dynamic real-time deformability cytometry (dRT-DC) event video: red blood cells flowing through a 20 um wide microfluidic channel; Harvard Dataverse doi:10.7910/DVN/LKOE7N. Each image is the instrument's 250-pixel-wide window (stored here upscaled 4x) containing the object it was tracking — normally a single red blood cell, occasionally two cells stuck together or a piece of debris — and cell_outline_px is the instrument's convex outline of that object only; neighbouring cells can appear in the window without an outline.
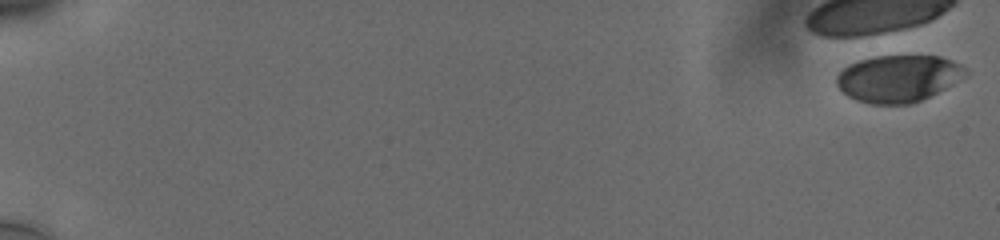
{"species": "human", "species_latin": "Homo sapiens", "temperature_condition": "cold", "stored_images_in_passage": 5, "camera_frame_rate_fps": 3000, "um_per_image_px": 0.085, "donor": {"sex": "male"}, "frame": {"image": 1, "passage_image": 1, "time_ms": 0.0, "image_size_px": [1000, 240], "cell_outline_px": [[968, 72], [964, 76], [944, 88], [912, 104], [868, 104], [856, 100], [848, 96], [836, 84], [836, 76], [848, 64], [860, 60], [876, 56], [940, 56], [952, 60], [968, 68]], "centroid_in_image_um": [76.34, 6.67], "position_along_channel_um": 8.7, "area_um2": 35.08}}